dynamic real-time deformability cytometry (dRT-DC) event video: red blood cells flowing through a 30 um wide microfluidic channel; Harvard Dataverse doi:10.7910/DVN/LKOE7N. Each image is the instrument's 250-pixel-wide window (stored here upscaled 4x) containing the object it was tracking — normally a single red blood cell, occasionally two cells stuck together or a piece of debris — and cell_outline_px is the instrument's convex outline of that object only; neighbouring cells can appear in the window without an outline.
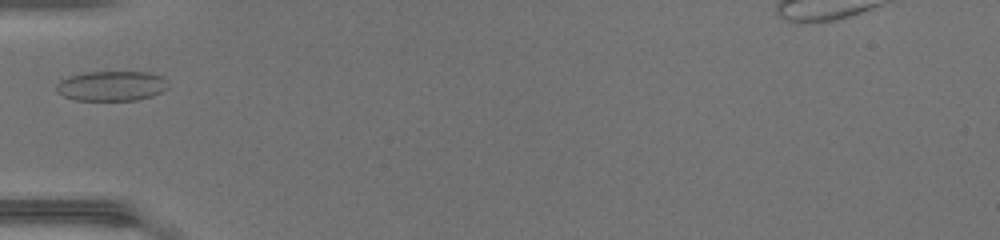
{"species": "common noctule bat (a hibernating species)", "species_latin": "Nyctalus noctula", "temperature_condition": "warm", "stored_images_in_passage": 32, "camera_frame_rate_fps": 3000, "um_per_image_px": 0.085, "animal": {"sex": "female", "body_mass_g": 17.0, "forearm_length_mm": 48.0}, "frame": {"image": 1, "passage_image": 1, "time_ms": 0.0, "image_size_px": [1000, 240], "cell_outline_px": [[168, 88], [152, 96], [136, 100], [76, 100], [64, 96], [56, 92], [56, 84], [60, 80], [68, 76], [84, 72], [148, 72], [160, 76], [168, 80]], "centroid_in_image_um": [9.47, 7.3], "position_along_channel_um": 75.5, "area_um2": 19.59}}
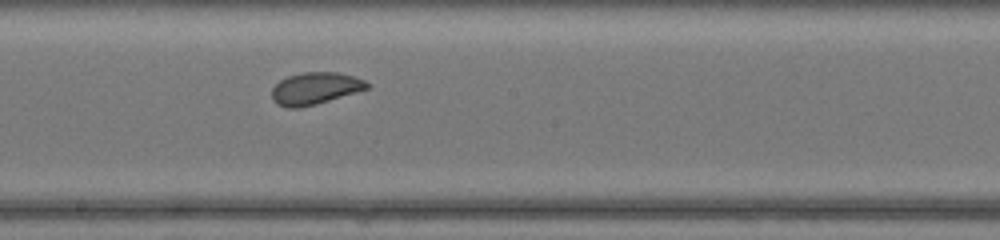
{"frame": {"image": 2, "passage_image": 11, "time_ms": 3.333, "image_size_px": [1000, 240], "cell_outline_px": [[368, 88], [316, 104], [300, 108], [288, 108], [276, 104], [272, 100], [272, 88], [280, 80], [288, 76], [304, 72], [336, 72], [352, 76], [364, 80], [368, 84]], "centroid_in_image_um": [26.73, 7.52], "position_along_channel_um": 221.5, "area_um2": 17.57}}
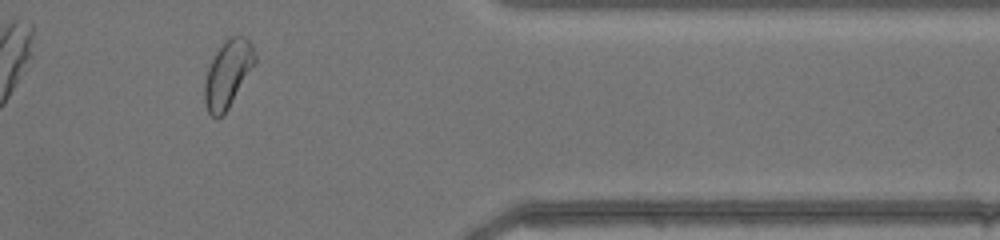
{"frame": {"image": 3, "passage_image": 24, "time_ms": 7.667, "image_size_px": [1000, 240], "cell_outline_px": [[256, 60], [228, 108], [220, 116], [212, 116], [208, 112], [204, 104], [204, 80], [208, 68], [216, 52], [224, 40], [232, 36], [244, 36], [252, 44], [256, 56]], "centroid_in_image_um": [19.34, 6.25], "position_along_channel_um": 392.1, "area_um2": 19.25}}